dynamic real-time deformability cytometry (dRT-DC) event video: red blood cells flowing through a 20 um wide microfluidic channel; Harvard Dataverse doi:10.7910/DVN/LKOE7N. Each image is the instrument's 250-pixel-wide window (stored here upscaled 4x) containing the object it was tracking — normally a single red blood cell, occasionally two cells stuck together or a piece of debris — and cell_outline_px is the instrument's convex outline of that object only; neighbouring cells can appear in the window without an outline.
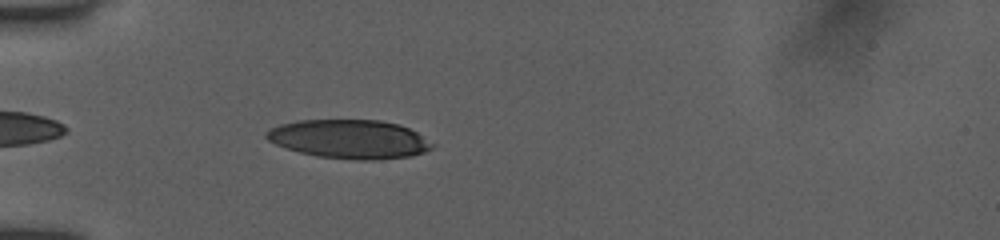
{"species": "human", "species_latin": "Homo sapiens", "temperature_condition": "room temperature", "stored_images_in_passage": 27, "camera_frame_rate_fps": 3000, "um_per_image_px": 0.085, "donor": {"sex": "female"}, "frame": {"image": 1, "passage_image": 7, "time_ms": 5.333, "image_size_px": [1000, 240], "cell_outline_px": [[436, 144], [432, 148], [424, 152], [412, 156], [376, 160], [360, 160], [316, 156], [300, 152], [276, 144], [268, 140], [264, 136], [264, 132], [268, 128], [280, 124], [296, 120], [380, 120], [400, 124], [416, 132]], "centroid_in_image_um": [29.7, 11.82], "position_along_channel_um": 55.3, "area_um2": 37.74}}
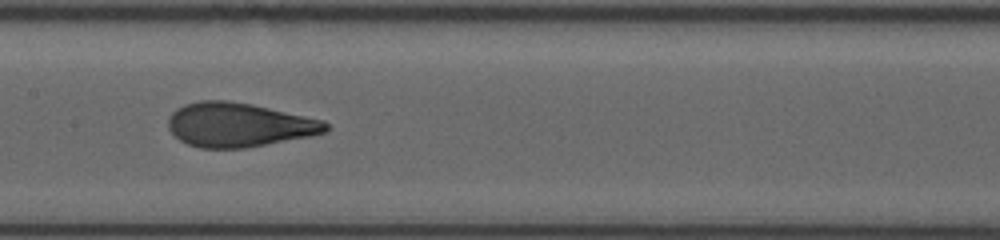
{"frame": {"image": 2, "passage_image": 13, "time_ms": 9.0, "image_size_px": [1000, 240], "cell_outline_px": [[328, 132], [312, 136], [244, 148], [200, 148], [188, 144], [180, 140], [168, 128], [168, 120], [172, 112], [176, 108], [184, 104], [200, 100], [228, 100], [252, 104], [324, 120], [328, 124]], "centroid_in_image_um": [20.31, 10.6], "position_along_channel_um": 187.1, "area_um2": 40.63}}
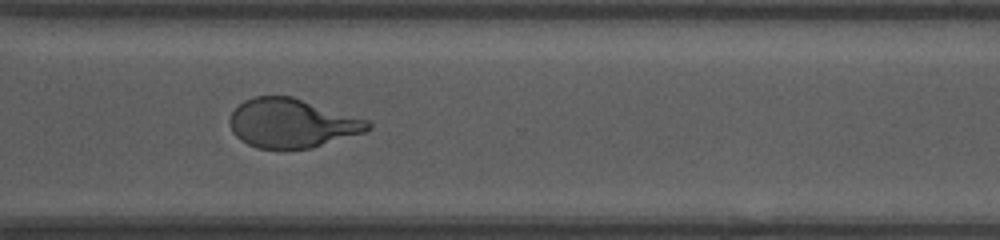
{"frame": {"image": 3, "passage_image": 21, "time_ms": 13.0, "image_size_px": [1000, 240], "cell_outline_px": [[372, 128], [364, 132], [312, 148], [256, 148], [240, 140], [232, 132], [228, 120], [232, 112], [244, 100], [252, 96], [292, 96], [368, 120], [372, 124]], "centroid_in_image_um": [24.79, 10.47], "position_along_channel_um": 345.8, "area_um2": 39.36}, "authors_computed_cell_mechanics": {"area_um2": 40.6334, "velocity_mm_per_s": 3.9867, "shape_relaxation_time_tau1_ms": 4.1295, "shape_relaxation_time_tau2_ms": 0.5605, "deformation_change_tau1": 0.1726, "deformation_change_tau2": 0.0595}}